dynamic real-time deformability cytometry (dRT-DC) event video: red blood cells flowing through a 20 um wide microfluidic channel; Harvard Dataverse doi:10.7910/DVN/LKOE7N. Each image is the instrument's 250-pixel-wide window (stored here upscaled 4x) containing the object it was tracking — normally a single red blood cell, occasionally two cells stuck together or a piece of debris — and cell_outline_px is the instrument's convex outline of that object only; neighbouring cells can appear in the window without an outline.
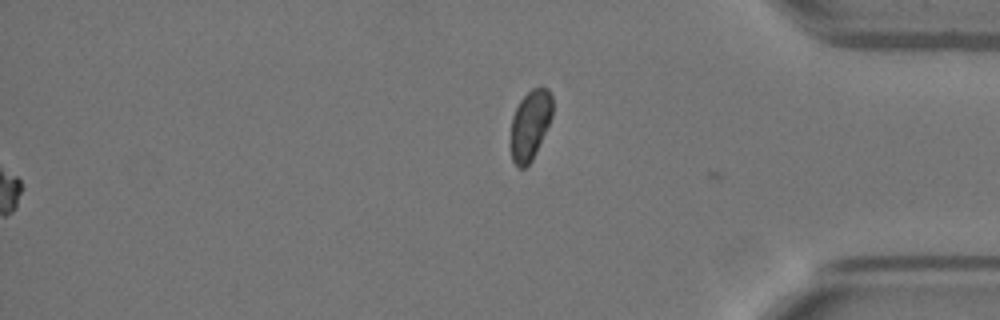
{"species": "Egyptian fruit bat (a non-hibernating species)", "species_latin": "Rousettus aegyptiacus", "temperature_condition": "warm", "stored_images_in_passage": 40, "camera_frame_rate_fps": 3000, "um_per_image_px": 0.085, "animal": {"sex": "female"}, "frame": {"image": 1, "passage_image": 40, "time_ms": 13.0, "image_size_px": [1000, 320], "cell_outline_px": [[552, 116], [536, 152], [532, 160], [524, 168], [520, 168], [512, 160], [512, 116], [520, 100], [532, 88], [548, 88], [552, 96]], "centroid_in_image_um": [45.08, 10.59], "position_along_channel_um": 390.1, "area_um2": 16.59}, "authors_computed_cell_mechanics": {"area_um2": 15.1725, "velocity_mm_per_s": 3.9554, "shape_relaxation_time_tau1_ms": 9.482, "shape_relaxation_time_tau2_ms": null, "deformation_change_tau1": 0.2108, "deformation_change_tau2": null}}